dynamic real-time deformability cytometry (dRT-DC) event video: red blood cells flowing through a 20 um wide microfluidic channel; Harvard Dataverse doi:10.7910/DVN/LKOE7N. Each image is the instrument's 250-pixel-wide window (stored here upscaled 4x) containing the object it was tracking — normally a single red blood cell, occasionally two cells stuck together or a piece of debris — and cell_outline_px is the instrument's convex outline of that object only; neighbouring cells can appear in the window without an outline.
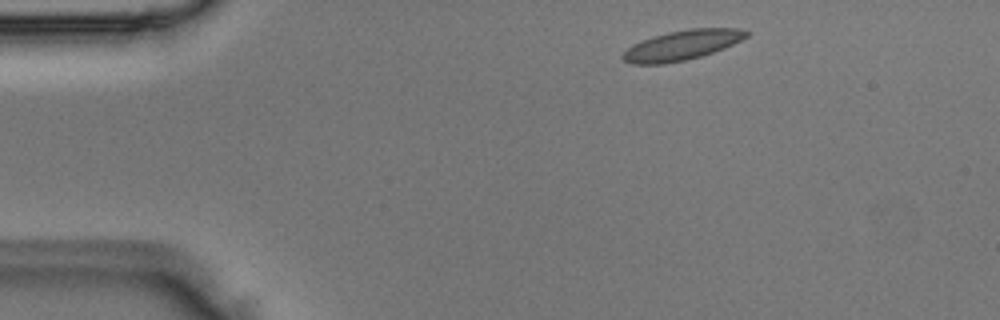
{"species": "Egyptian fruit bat (a non-hibernating species)", "species_latin": "Rousettus aegyptiacus", "temperature_condition": "room temperature", "stored_images_in_passage": 6, "camera_frame_rate_fps": 3000, "um_per_image_px": 0.085, "animal": {"sex": "male"}, "frame": {"image": 1, "passage_image": 1, "time_ms": 0.0, "image_size_px": [1000, 320], "cell_outline_px": [[748, 36], [724, 48], [700, 56], [684, 60], [664, 64], [632, 64], [624, 60], [620, 56], [632, 44], [640, 40], [652, 36], [668, 32], [688, 28], [740, 28], [748, 32]], "centroid_in_image_um": [57.93, 3.83], "position_along_channel_um": 27.1, "area_um2": 21.44}}
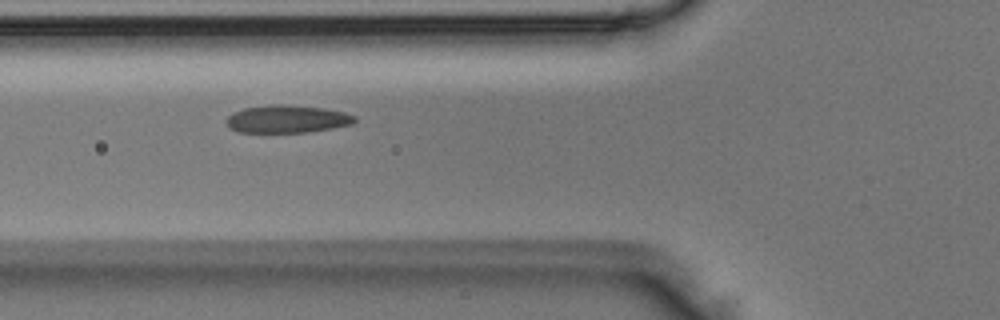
{"frame": {"image": 2, "passage_image": 4, "time_ms": 1.0, "image_size_px": [1000, 320], "cell_outline_px": [[356, 120], [352, 124], [332, 128], [308, 132], [236, 132], [228, 128], [224, 120], [232, 112], [244, 108], [272, 104], [280, 104], [324, 108], [344, 112], [356, 116]], "centroid_in_image_um": [24.35, 10.12], "position_along_channel_um": 101.4, "area_um2": 20.87}}
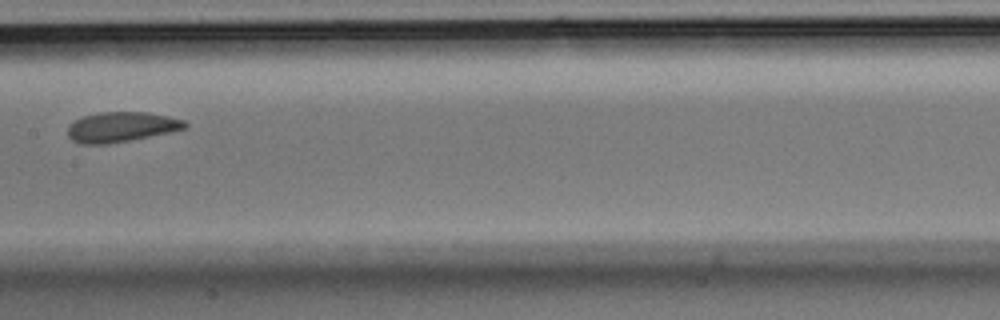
{"frame": {"image": 3, "passage_image": 6, "time_ms": 1.667, "image_size_px": [1000, 320], "cell_outline_px": [[188, 128], [108, 144], [80, 144], [72, 140], [68, 136], [68, 128], [80, 116], [100, 112], [148, 112], [168, 116], [184, 120], [188, 124]], "centroid_in_image_um": [10.3, 10.78], "position_along_channel_um": 197.1, "area_um2": 20.4}}